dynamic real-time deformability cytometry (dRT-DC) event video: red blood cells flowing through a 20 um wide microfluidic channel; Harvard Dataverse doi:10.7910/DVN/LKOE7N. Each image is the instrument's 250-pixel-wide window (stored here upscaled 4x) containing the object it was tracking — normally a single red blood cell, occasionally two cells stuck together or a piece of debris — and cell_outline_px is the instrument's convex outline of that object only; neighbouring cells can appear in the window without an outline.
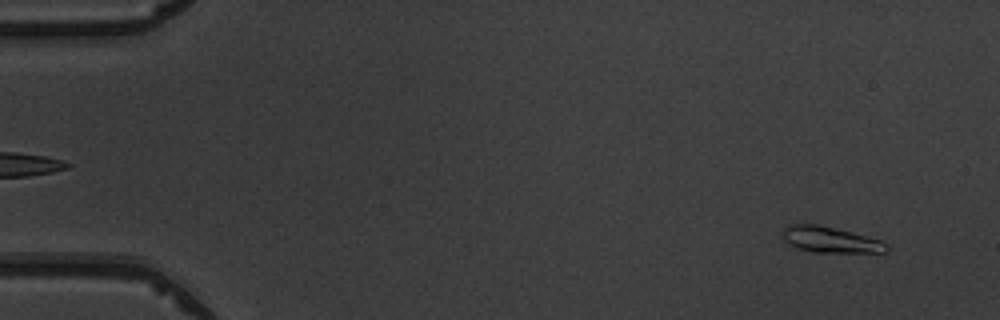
{"species": "common noctule bat (a hibernating species)", "species_latin": "Nyctalus noctula", "temperature_condition": "warm", "stored_images_in_passage": 51, "camera_frame_rate_fps": 3000, "um_per_image_px": 0.085, "animal": {"sex": "male", "body_mass_g": 19.5, "forearm_length_mm": 54.6}, "frame": {"image": 1, "passage_image": 3, "time_ms": 0.667, "image_size_px": [1000, 320], "cell_outline_px": [[888, 252], [816, 252], [800, 248], [788, 244], [784, 240], [780, 232], [788, 224], [816, 224], [880, 240], [888, 244]], "centroid_in_image_um": [70.53, 20.37], "position_along_channel_um": 14.5, "area_um2": 15.37}}
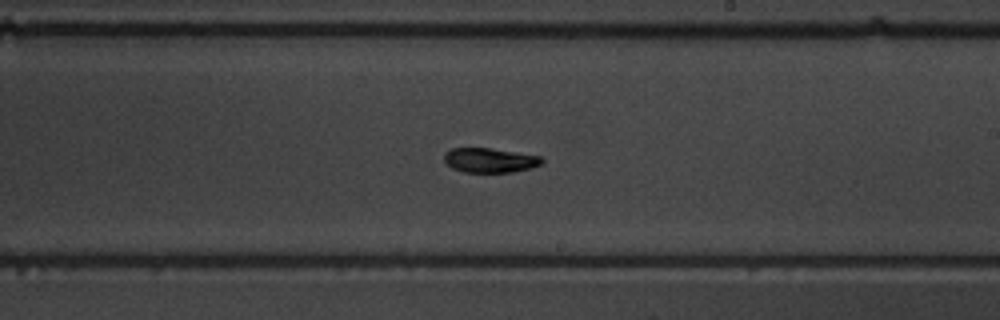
{"frame": {"image": 2, "passage_image": 30, "time_ms": 9.667, "image_size_px": [1000, 320], "cell_outline_px": [[544, 160], [540, 164], [532, 168], [512, 172], [464, 172], [452, 168], [444, 160], [444, 152], [452, 148], [492, 148], [540, 156]], "centroid_in_image_um": [41.63, 13.62], "position_along_channel_um": 247.4, "area_um2": 13.99}}
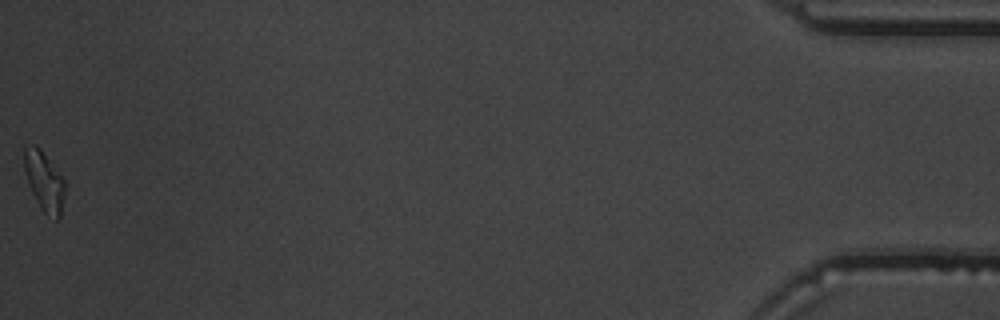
{"frame": {"image": 3, "passage_image": 51, "time_ms": 16.667, "image_size_px": [1000, 320], "cell_outline_px": [[68, 184], [60, 216], [56, 220], [44, 212], [40, 208], [32, 192], [24, 172], [24, 148], [28, 144], [32, 144], [40, 148]], "centroid_in_image_um": [3.79, 15.41], "position_along_channel_um": 431.4, "area_um2": 14.33}, "authors_computed_cell_mechanics": {"area_um2": 14.45, "velocity_mm_per_s": 3.9663, "shape_relaxation_time_tau1_ms": 5.3413, "shape_relaxation_time_tau2_ms": 3.9776, "deformation_change_tau1": 0.2006, "deformation_change_tau2": 0.1032}}